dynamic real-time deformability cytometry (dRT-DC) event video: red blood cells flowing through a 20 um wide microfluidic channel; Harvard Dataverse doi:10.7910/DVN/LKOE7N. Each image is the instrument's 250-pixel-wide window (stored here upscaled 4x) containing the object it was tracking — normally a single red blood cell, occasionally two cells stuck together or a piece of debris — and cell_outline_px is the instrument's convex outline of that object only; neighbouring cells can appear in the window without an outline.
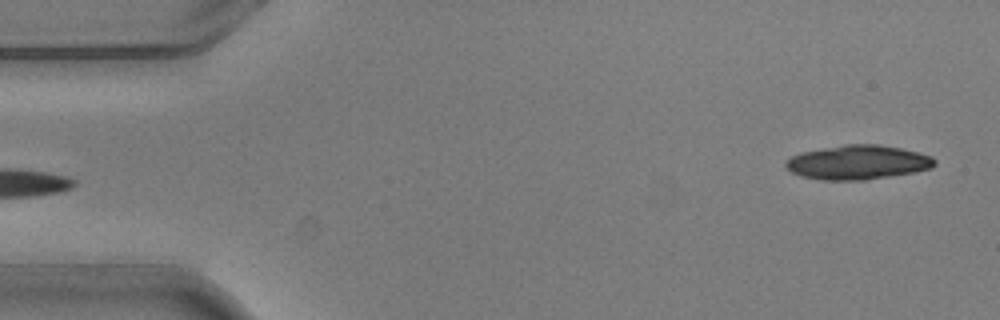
{"species": "common noctule bat (a hibernating species)", "species_latin": "Nyctalus noctula", "temperature_condition": "warm", "stored_images_in_passage": 4, "segment_of_instrument_passage": [2, 2], "camera_frame_rate_fps": 3000, "um_per_image_px": 0.085, "animal": {"sex": "male", "body_mass_g": 20.5, "forearm_length_mm": 52.5}, "frame": {"image": 1, "passage_image": 4, "time_ms": 1.0, "image_size_px": [1000, 320], "cell_outline_px": [[936, 164], [932, 168], [916, 172], [864, 180], [820, 180], [800, 176], [792, 172], [784, 164], [792, 156], [800, 152], [844, 144], [880, 144], [920, 152], [932, 156], [936, 160]], "centroid_in_image_um": [72.95, 13.8], "position_along_channel_um": 12.1, "area_um2": 29.94}}